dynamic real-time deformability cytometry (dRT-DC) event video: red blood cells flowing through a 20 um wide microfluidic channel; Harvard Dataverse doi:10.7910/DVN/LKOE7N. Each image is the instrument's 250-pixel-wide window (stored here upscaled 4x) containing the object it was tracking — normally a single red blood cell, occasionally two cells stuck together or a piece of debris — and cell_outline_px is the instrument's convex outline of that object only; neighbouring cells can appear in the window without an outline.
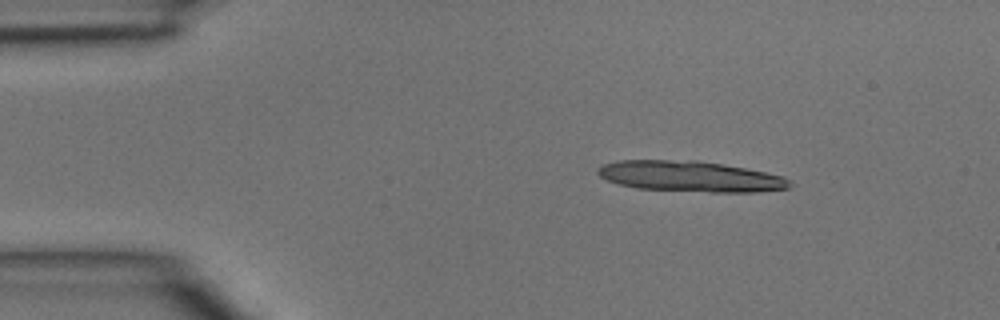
{"species": "common noctule bat (a hibernating species)", "species_latin": "Nyctalus noctula", "temperature_condition": "room temperature", "stored_images_in_passage": 7, "camera_frame_rate_fps": 3000, "um_per_image_px": 0.085, "animal": {"sex": "male", "body_mass_g": 15.6}, "frame": {"image": 1, "passage_image": 1, "time_ms": 0.0, "image_size_px": [1000, 320], "cell_outline_px": [[792, 184], [788, 188], [760, 192], [708, 192], [636, 188], [620, 184], [608, 180], [600, 176], [596, 172], [596, 168], [604, 164], [620, 160], [696, 160], [724, 164], [784, 176]], "centroid_in_image_um": [58.67, 14.99], "position_along_channel_um": 26.3, "area_um2": 34.33}}